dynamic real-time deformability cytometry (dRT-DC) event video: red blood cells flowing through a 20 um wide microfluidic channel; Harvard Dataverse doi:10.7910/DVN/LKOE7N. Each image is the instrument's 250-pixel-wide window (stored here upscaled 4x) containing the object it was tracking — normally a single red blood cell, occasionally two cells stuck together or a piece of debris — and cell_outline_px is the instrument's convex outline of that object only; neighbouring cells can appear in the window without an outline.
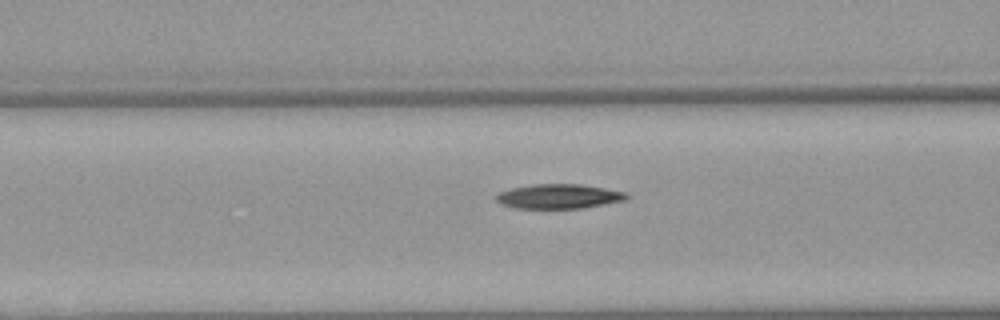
{"species": "Egyptian fruit bat (a non-hibernating species)", "species_latin": "Rousettus aegyptiacus", "temperature_condition": "warm", "stored_images_in_passage": 28, "camera_frame_rate_fps": 3000, "um_per_image_px": 0.085, "animal": {"sex": "female"}, "frame": {"image": 1, "passage_image": 7, "time_ms": 2.0, "image_size_px": [1000, 320], "cell_outline_px": [[628, 196], [624, 200], [584, 208], [516, 208], [500, 204], [492, 196], [500, 192], [512, 188], [532, 184], [580, 184], [604, 188], [624, 192]], "centroid_in_image_um": [47.43, 16.69], "position_along_channel_um": 119.2, "area_um2": 18.55}}
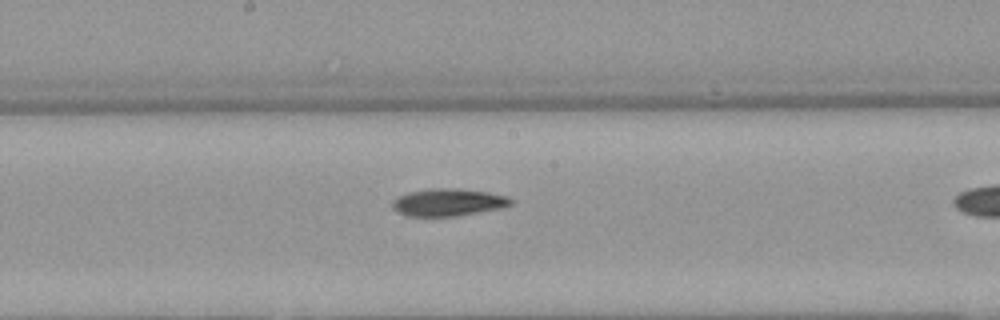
{"frame": {"image": 2, "passage_image": 14, "time_ms": 4.333, "image_size_px": [1000, 320], "cell_outline_px": [[512, 204], [500, 208], [456, 216], [404, 216], [392, 208], [392, 200], [408, 192], [428, 188], [456, 188], [488, 192], [508, 196], [512, 200]], "centroid_in_image_um": [38.06, 17.19], "position_along_channel_um": 210.1, "area_um2": 18.96}}
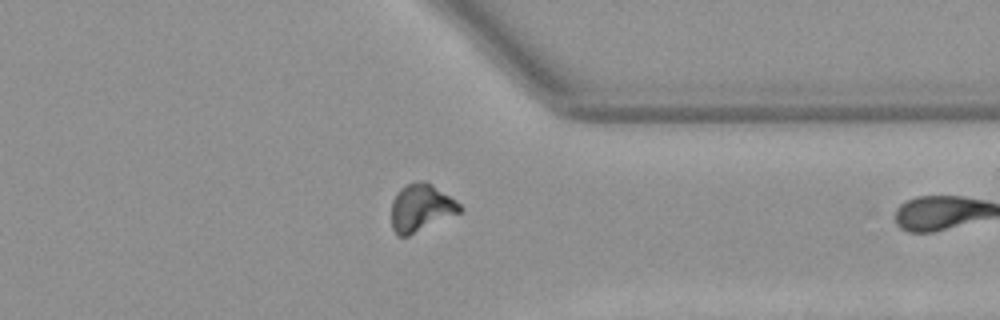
{"frame": {"image": 3, "passage_image": 27, "time_ms": 8.667, "image_size_px": [1000, 320], "cell_outline_px": [[464, 208], [460, 212], [408, 236], [400, 236], [392, 228], [392, 200], [396, 192], [400, 188], [416, 180], [420, 180], [432, 184], [456, 200]], "centroid_in_image_um": [35.78, 17.64], "position_along_channel_um": 375.6, "area_um2": 18.79}}